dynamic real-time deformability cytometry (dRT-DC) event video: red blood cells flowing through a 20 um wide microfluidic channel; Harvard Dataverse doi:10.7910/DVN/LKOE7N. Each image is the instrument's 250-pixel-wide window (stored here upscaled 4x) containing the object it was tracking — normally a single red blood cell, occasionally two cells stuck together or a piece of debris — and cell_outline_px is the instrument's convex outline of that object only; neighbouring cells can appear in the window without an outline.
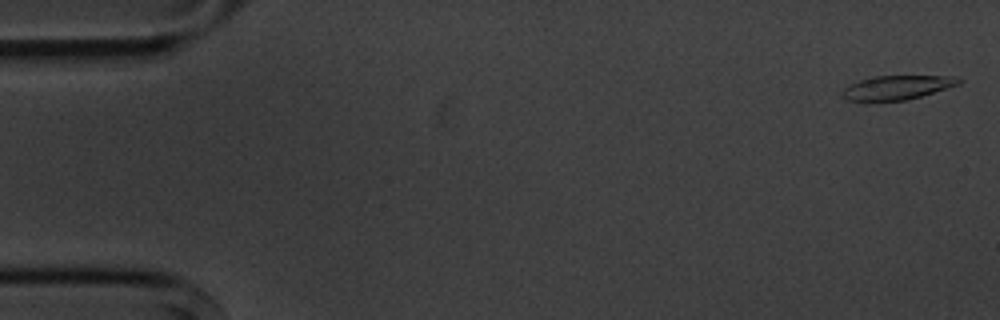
{"species": "common noctule bat (a hibernating species)", "species_latin": "Nyctalus noctula", "temperature_condition": "cold", "stored_images_in_passage": 5, "camera_frame_rate_fps": 3000, "um_per_image_px": 0.085, "animal": {"sex": "male", "body_mass_g": 20.1, "forearm_length_mm": 53.5}, "frame": {"image": 1, "passage_image": 1, "time_ms": 0.0, "image_size_px": [1000, 320], "cell_outline_px": [[964, 80], [960, 84], [908, 100], [868, 104], [848, 100], [840, 96], [840, 92], [848, 84], [860, 80], [876, 76], [952, 76]], "centroid_in_image_um": [76.14, 7.49], "position_along_channel_um": 8.9, "area_um2": 17.11}}
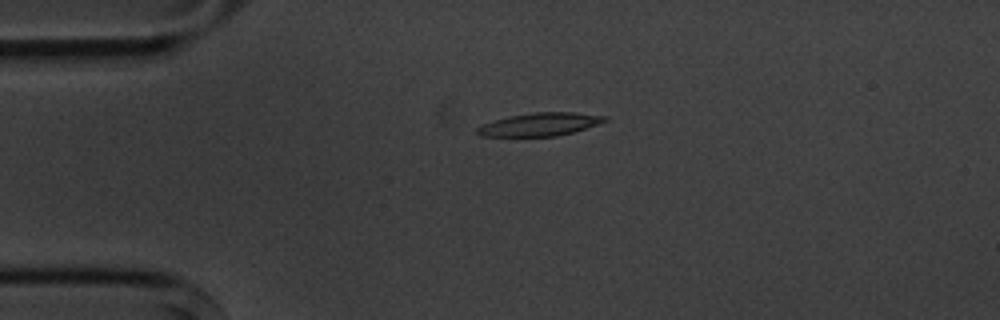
{"frame": {"image": 2, "passage_image": 4, "time_ms": 3.667, "image_size_px": [1000, 320], "cell_outline_px": [[608, 120], [572, 132], [556, 136], [480, 136], [476, 132], [476, 128], [484, 124], [508, 116], [532, 112], [576, 112], [608, 116]], "centroid_in_image_um": [45.89, 10.56], "position_along_channel_um": 39.1, "area_um2": 16.99}}